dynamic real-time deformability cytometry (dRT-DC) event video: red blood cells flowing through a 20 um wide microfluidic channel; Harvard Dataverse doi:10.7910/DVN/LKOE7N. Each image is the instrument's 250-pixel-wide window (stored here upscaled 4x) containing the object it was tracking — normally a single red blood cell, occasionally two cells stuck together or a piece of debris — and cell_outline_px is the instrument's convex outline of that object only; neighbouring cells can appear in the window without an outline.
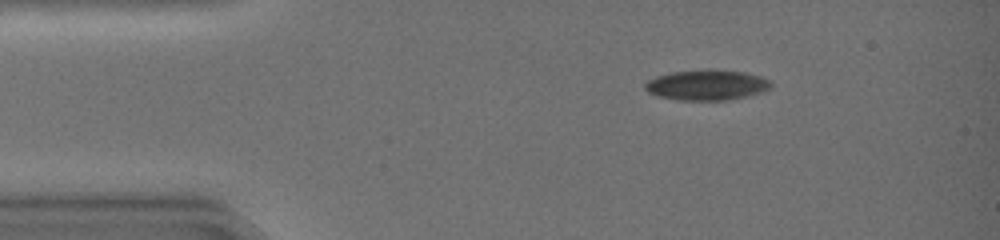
{"species": "common noctule bat (a hibernating species)", "species_latin": "Nyctalus noctula", "temperature_condition": "warm", "stored_images_in_passage": 45, "camera_frame_rate_fps": 3000, "um_per_image_px": 0.085, "animal": {"sex": "female", "body_mass_g": 19.0, "forearm_length_mm": 51.5}, "frame": {"image": 1, "passage_image": 7, "time_ms": 2.0, "image_size_px": [1000, 240], "cell_outline_px": [[772, 84], [768, 88], [760, 92], [744, 96], [724, 100], [680, 100], [660, 96], [648, 92], [644, 88], [644, 84], [648, 80], [656, 76], [672, 72], [708, 68], [744, 72], [760, 76], [772, 80]], "centroid_in_image_um": [60.06, 7.2], "position_along_channel_um": 24.9, "area_um2": 22.25}}
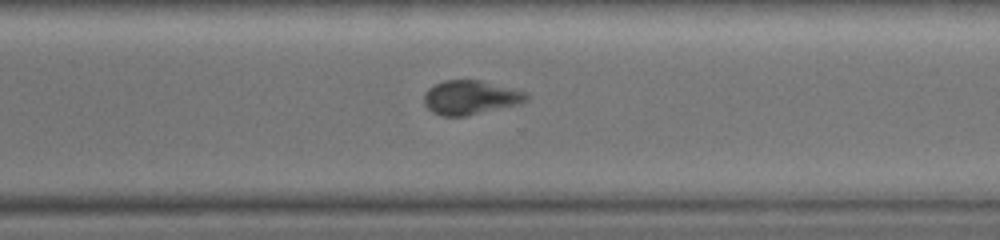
{"frame": {"image": 2, "passage_image": 33, "time_ms": 10.667, "image_size_px": [1000, 240], "cell_outline_px": [[532, 96], [528, 100], [516, 104], [464, 116], [444, 116], [432, 112], [424, 104], [424, 96], [428, 88], [444, 80], [480, 80], [528, 92]], "centroid_in_image_um": [40.0, 8.27], "position_along_channel_um": 330.6, "area_um2": 20.17}}
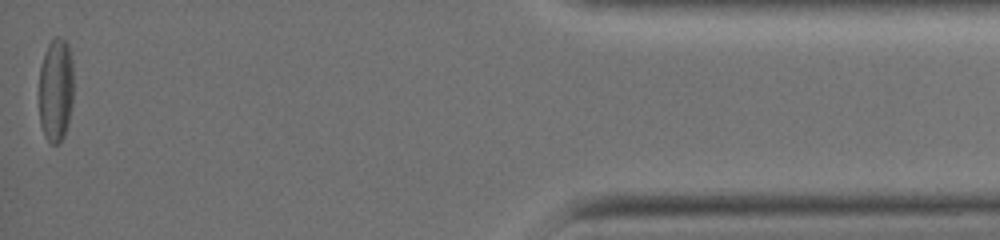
{"frame": {"image": 3, "passage_image": 45, "time_ms": 14.667, "image_size_px": [1000, 240], "cell_outline_px": [[72, 104], [68, 124], [64, 136], [56, 144], [52, 144], [48, 140], [40, 124], [40, 68], [48, 44], [56, 36], [64, 40], [68, 44], [72, 60]], "centroid_in_image_um": [4.75, 7.64], "position_along_channel_um": 430.4, "area_um2": 20.58}, "authors_computed_cell_mechanics": {"area_um2": 21.7906, "velocity_mm_per_s": 4.2286, "shape_relaxation_time_tau1_ms": null, "shape_relaxation_time_tau2_ms": 2.0658, "deformation_change_tau1": null, "deformation_change_tau2": 0.0746}}